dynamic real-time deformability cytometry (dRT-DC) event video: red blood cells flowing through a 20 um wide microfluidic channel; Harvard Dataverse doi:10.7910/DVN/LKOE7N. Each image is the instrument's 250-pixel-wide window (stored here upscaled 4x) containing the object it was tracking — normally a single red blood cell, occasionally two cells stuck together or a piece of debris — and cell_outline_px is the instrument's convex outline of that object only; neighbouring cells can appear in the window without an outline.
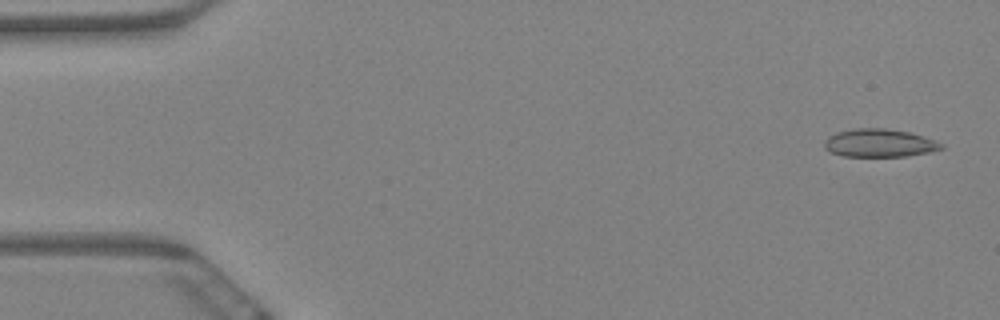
{"species": "Egyptian fruit bat (a non-hibernating species)", "species_latin": "Rousettus aegyptiacus", "temperature_condition": "warm", "stored_images_in_passage": 9, "camera_frame_rate_fps": 3000, "um_per_image_px": 0.085, "animal": {"sex": "female"}, "frame": {"image": 1, "passage_image": 1, "time_ms": 0.0, "image_size_px": [1000, 320], "cell_outline_px": [[944, 148], [928, 152], [908, 156], [844, 156], [832, 152], [824, 148], [824, 140], [828, 136], [836, 132], [856, 128], [884, 128], [908, 132], [936, 140], [944, 144]], "centroid_in_image_um": [74.74, 12.15], "position_along_channel_um": 10.3, "area_um2": 19.07}}
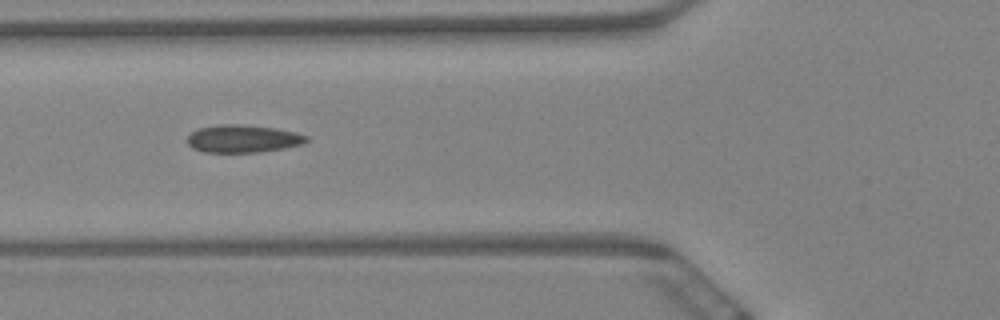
{"frame": {"image": 2, "passage_image": 7, "time_ms": 2.0, "image_size_px": [1000, 320], "cell_outline_px": [[308, 140], [304, 144], [284, 148], [260, 152], [204, 152], [192, 148], [188, 144], [188, 136], [196, 128], [220, 124], [240, 124], [276, 128], [296, 132], [308, 136]], "centroid_in_image_um": [20.66, 11.78], "position_along_channel_um": 105.1, "area_um2": 19.36}}
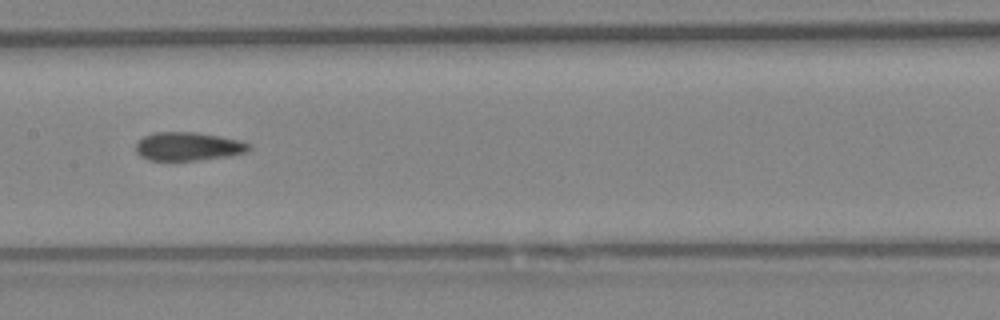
{"frame": {"image": 3, "passage_image": 9, "time_ms": 2.667, "image_size_px": [1000, 320], "cell_outline_px": [[252, 148], [244, 152], [228, 156], [196, 160], [148, 160], [140, 156], [136, 152], [136, 140], [152, 132], [196, 132], [240, 140], [248, 144]], "centroid_in_image_um": [15.93, 12.44], "position_along_channel_um": 191.5, "area_um2": 18.73}}